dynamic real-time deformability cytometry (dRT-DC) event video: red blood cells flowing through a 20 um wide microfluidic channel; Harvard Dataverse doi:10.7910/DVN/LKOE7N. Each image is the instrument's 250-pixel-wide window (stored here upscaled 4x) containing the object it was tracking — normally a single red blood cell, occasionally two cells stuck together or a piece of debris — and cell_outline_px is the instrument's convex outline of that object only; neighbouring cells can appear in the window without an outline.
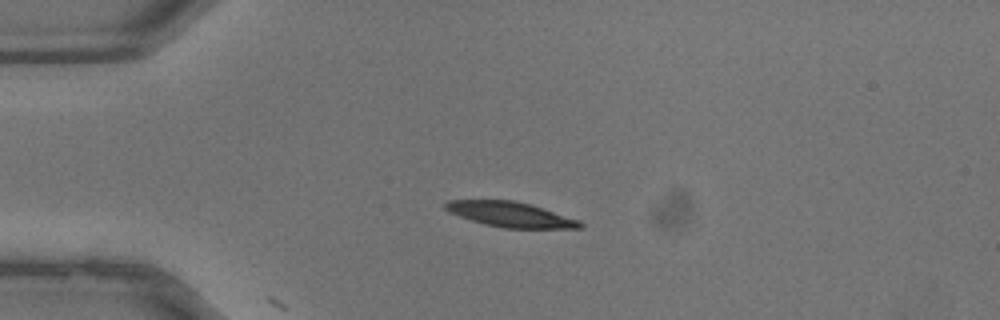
{"species": "common noctule bat (a hibernating species)", "species_latin": "Nyctalus noctula", "temperature_condition": "warm", "stored_images_in_passage": 12, "camera_frame_rate_fps": 3000, "um_per_image_px": 0.085, "animal": {"sex": "male", "body_mass_g": 13.3}, "frame": {"image": 1, "passage_image": 10, "time_ms": 3.0, "image_size_px": [1000, 320], "cell_outline_px": [[584, 228], [504, 228], [484, 224], [448, 212], [444, 208], [444, 204], [448, 200], [512, 200], [528, 204], [580, 220], [584, 224]], "centroid_in_image_um": [43.38, 18.23], "position_along_channel_um": 41.6, "area_um2": 19.48}}